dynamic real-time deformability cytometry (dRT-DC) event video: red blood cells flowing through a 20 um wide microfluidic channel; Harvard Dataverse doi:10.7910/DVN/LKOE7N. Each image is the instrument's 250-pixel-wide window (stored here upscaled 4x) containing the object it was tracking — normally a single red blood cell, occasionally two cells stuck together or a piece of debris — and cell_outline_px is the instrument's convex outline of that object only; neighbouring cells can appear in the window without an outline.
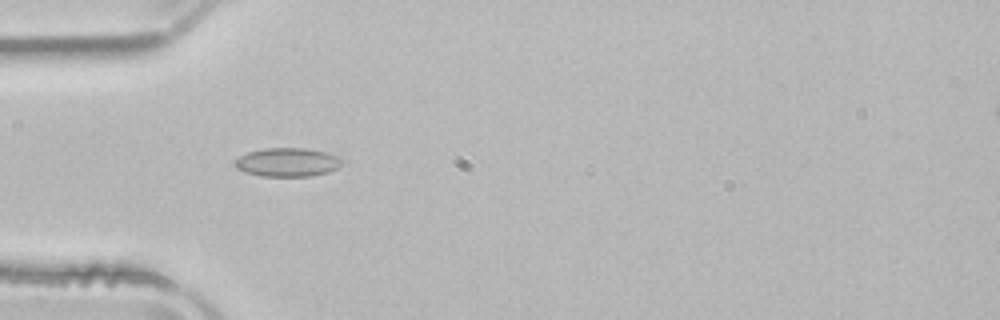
{"species": "common noctule bat (a hibernating species)", "species_latin": "Nyctalus noctula", "temperature_condition": "room temperature", "stored_images_in_passage": 53, "camera_frame_rate_fps": 3000, "um_per_image_px": 0.085, "animal": {"sex": "male", "body_mass_g": 21.5, "forearm_length_mm": 52.0}, "frame": {"image": 1, "passage_image": 16, "time_ms": 5.0, "image_size_px": [1000, 320], "cell_outline_px": [[344, 160], [336, 168], [328, 172], [312, 176], [260, 176], [244, 172], [236, 168], [232, 164], [240, 156], [248, 152], [264, 148], [304, 148], [324, 152], [336, 156]], "centroid_in_image_um": [24.39, 13.79], "position_along_channel_um": 60.6, "area_um2": 17.86}}
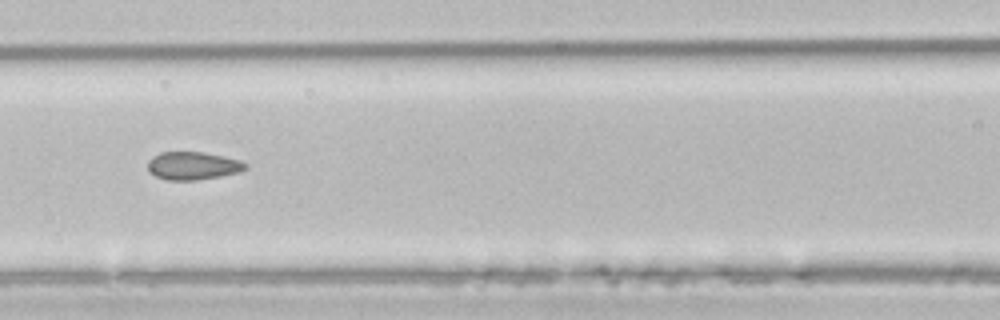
{"frame": {"image": 2, "passage_image": 23, "time_ms": 7.333, "image_size_px": [1000, 320], "cell_outline_px": [[248, 168], [236, 172], [220, 176], [196, 180], [168, 180], [156, 176], [148, 172], [148, 160], [152, 156], [160, 152], [204, 152], [224, 156], [240, 160], [248, 164]], "centroid_in_image_um": [16.38, 14.08], "position_along_channel_um": 150.2, "area_um2": 15.95}}
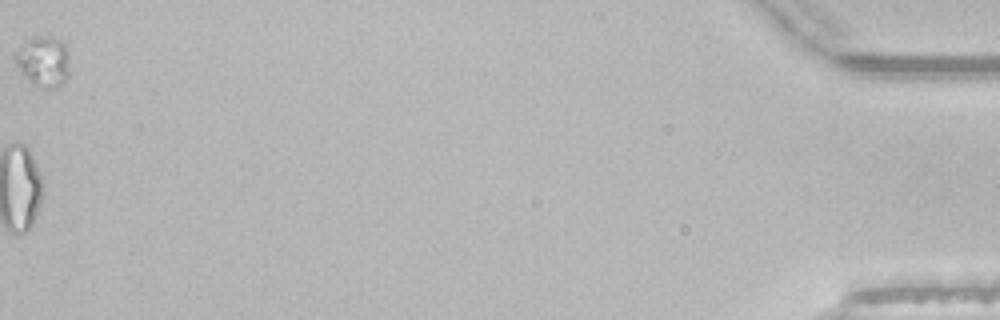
{"frame": {"image": 3, "passage_image": 53, "time_ms": 17.333, "image_size_px": [1000, 320], "cell_outline_px": [[68, 76], [60, 84], [52, 88], [40, 88], [32, 84], [20, 72], [12, 56], [12, 52], [24, 40], [36, 36], [52, 36], [60, 40], [64, 44], [68, 52]], "centroid_in_image_um": [3.62, 5.18], "position_along_channel_um": 431.6, "area_um2": 16.42}, "authors_computed_cell_mechanics": {"area_um2": 17.34, "velocity_mm_per_s": 3.9049, "shape_relaxation_time_tau1_ms": null, "shape_relaxation_time_tau2_ms": 1.5264, "deformation_change_tau1": null, "deformation_change_tau2": 0.0518}}